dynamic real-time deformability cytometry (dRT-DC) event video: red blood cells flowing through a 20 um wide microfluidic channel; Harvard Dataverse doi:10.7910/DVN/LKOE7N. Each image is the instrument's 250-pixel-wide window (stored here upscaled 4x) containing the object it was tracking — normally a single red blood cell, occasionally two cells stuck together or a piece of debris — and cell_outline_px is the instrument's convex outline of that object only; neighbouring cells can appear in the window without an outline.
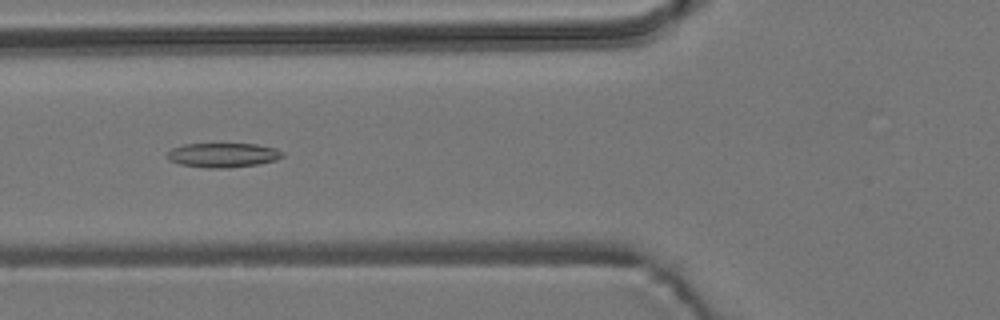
{"species": "common noctule bat (a hibernating species)", "species_latin": "Nyctalus noctula", "temperature_condition": "room temperature", "stored_images_in_passage": 7, "camera_frame_rate_fps": 3000, "um_per_image_px": 0.085, "animal": {"sex": "male", "body_mass_g": 19.2, "forearm_length_mm": 51.8}, "frame": {"image": 1, "passage_image": 6, "time_ms": 6.0, "image_size_px": [1000, 320], "cell_outline_px": [[284, 156], [276, 160], [256, 164], [228, 168], [208, 168], [180, 164], [168, 160], [168, 152], [172, 148], [184, 144], [256, 144], [276, 148], [284, 152]], "centroid_in_image_um": [18.97, 13.18], "position_along_channel_um": 106.8, "area_um2": 16.36}}
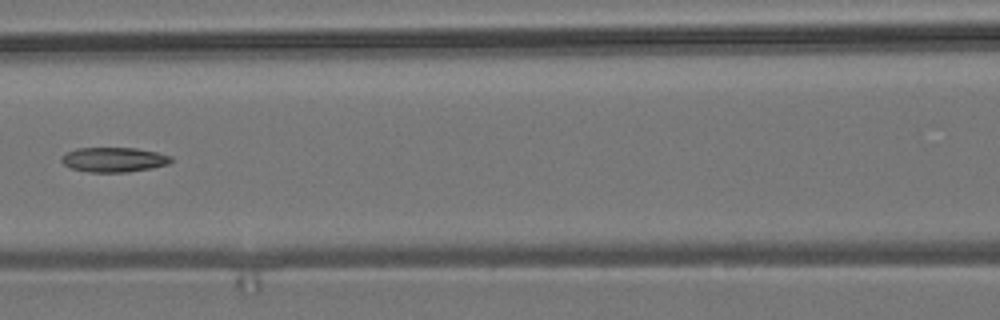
{"frame": {"image": 2, "passage_image": 7, "time_ms": 7.333, "image_size_px": [1000, 320], "cell_outline_px": [[172, 160], [168, 164], [152, 168], [128, 172], [88, 172], [72, 168], [64, 164], [60, 160], [60, 156], [76, 148], [136, 148], [156, 152], [172, 156]], "centroid_in_image_um": [9.67, 13.57], "position_along_channel_um": 156.9, "area_um2": 15.78}}